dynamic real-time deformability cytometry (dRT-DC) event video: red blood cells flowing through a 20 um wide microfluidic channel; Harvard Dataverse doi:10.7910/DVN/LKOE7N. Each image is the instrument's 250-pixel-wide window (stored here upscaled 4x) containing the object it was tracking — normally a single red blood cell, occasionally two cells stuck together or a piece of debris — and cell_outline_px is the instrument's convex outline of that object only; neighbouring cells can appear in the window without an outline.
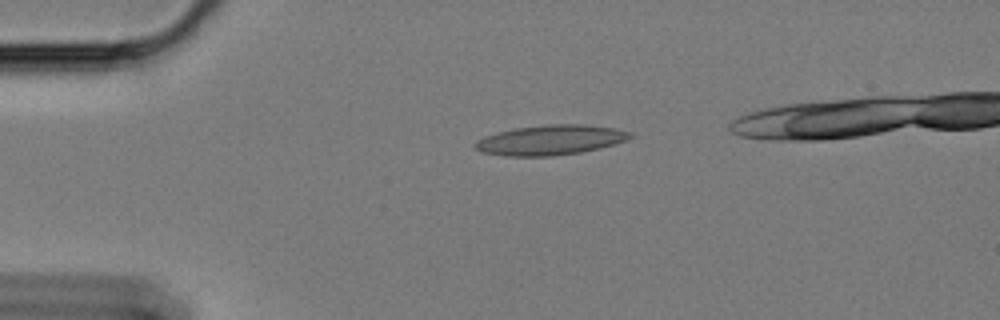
{"species": "Egyptian fruit bat (a non-hibernating species)", "species_latin": "Rousettus aegyptiacus", "temperature_condition": "cold", "stored_images_in_passage": 41, "camera_frame_rate_fps": 3000, "um_per_image_px": 0.085, "animal": {"sex": "female"}, "frame": {"image": 1, "passage_image": 1, "time_ms": 0.0, "image_size_px": [1000, 320], "cell_outline_px": [[636, 136], [600, 148], [580, 152], [552, 156], [504, 156], [480, 152], [472, 144], [476, 140], [484, 136], [516, 128], [548, 124], [580, 124], [612, 128], [632, 132]], "centroid_in_image_um": [46.75, 11.9], "position_along_channel_um": 38.3, "area_um2": 26.93}}
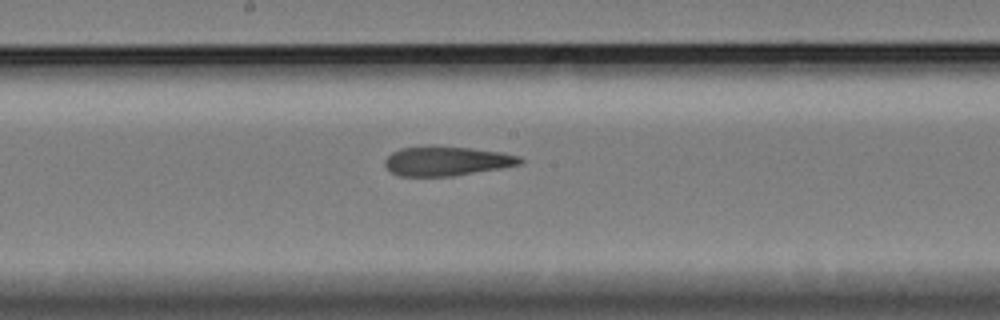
{"frame": {"image": 2, "passage_image": 19, "time_ms": 6.0, "image_size_px": [1000, 320], "cell_outline_px": [[524, 160], [520, 164], [500, 168], [452, 176], [400, 176], [392, 172], [384, 164], [384, 160], [392, 152], [400, 148], [432, 144], [436, 144], [472, 148], [500, 152], [520, 156]], "centroid_in_image_um": [37.94, 13.66], "position_along_channel_um": 210.3, "area_um2": 23.47}}
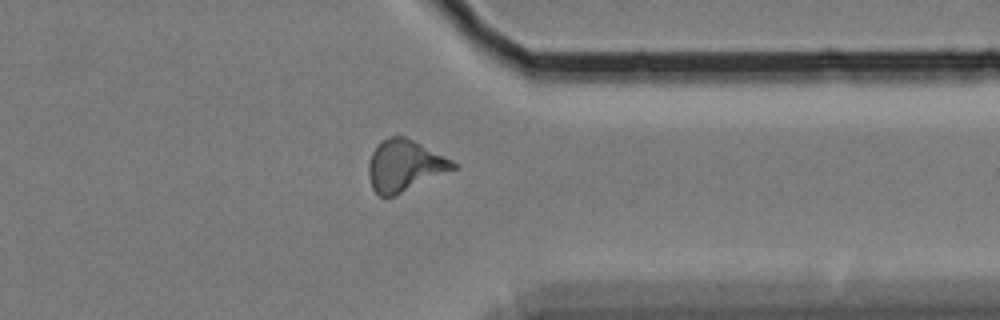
{"frame": {"image": 3, "passage_image": 34, "time_ms": 11.0, "image_size_px": [1000, 320], "cell_outline_px": [[460, 168], [392, 196], [380, 196], [372, 188], [368, 176], [368, 164], [372, 152], [388, 136], [404, 136], [452, 160]], "centroid_in_image_um": [34.4, 14.09], "position_along_channel_um": 377.0, "area_um2": 25.03}}